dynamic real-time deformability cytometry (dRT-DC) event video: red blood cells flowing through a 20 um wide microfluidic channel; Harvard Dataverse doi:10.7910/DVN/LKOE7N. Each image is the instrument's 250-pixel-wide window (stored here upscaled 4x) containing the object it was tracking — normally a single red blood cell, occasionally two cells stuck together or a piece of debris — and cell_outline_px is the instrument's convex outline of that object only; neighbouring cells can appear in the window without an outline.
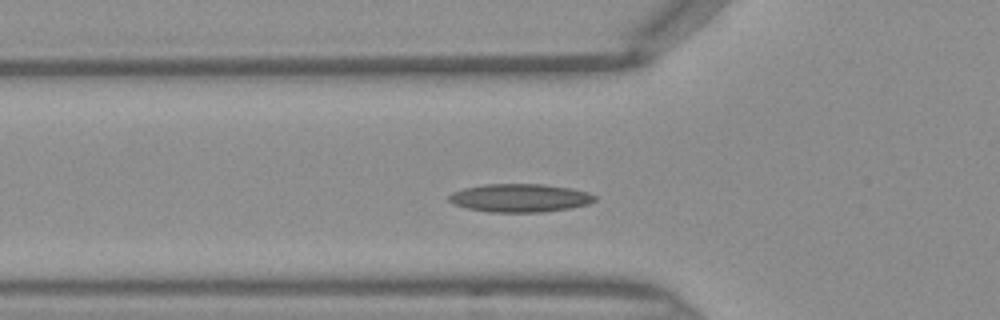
{"species": "Egyptian fruit bat (a non-hibernating species)", "species_latin": "Rousettus aegyptiacus", "temperature_condition": "warm", "stored_images_in_passage": 34, "camera_frame_rate_fps": 3000, "um_per_image_px": 0.085, "frame": {"image": 1, "passage_image": 3, "time_ms": 0.667, "image_size_px": [1000, 320], "cell_outline_px": [[596, 200], [588, 204], [568, 208], [540, 212], [488, 212], [468, 208], [452, 204], [448, 200], [448, 196], [452, 192], [464, 188], [484, 184], [544, 184], [568, 188], [588, 192], [596, 196]], "centroid_in_image_um": [44.15, 16.82], "position_along_channel_um": 81.6, "area_um2": 23.93}}
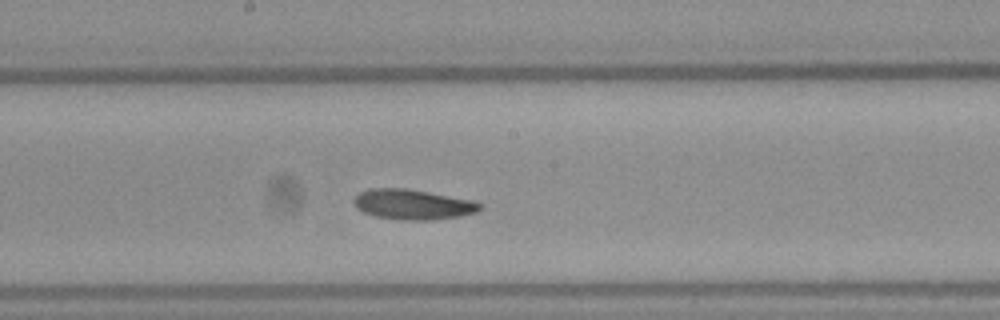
{"frame": {"image": 2, "passage_image": 12, "time_ms": 3.667, "image_size_px": [1000, 320], "cell_outline_px": [[484, 208], [476, 212], [460, 216], [432, 220], [400, 220], [376, 216], [364, 212], [356, 208], [352, 200], [360, 192], [368, 188], [408, 188], [472, 200], [484, 204]], "centroid_in_image_um": [35.1, 17.37], "position_along_channel_um": 213.1, "area_um2": 22.37}}
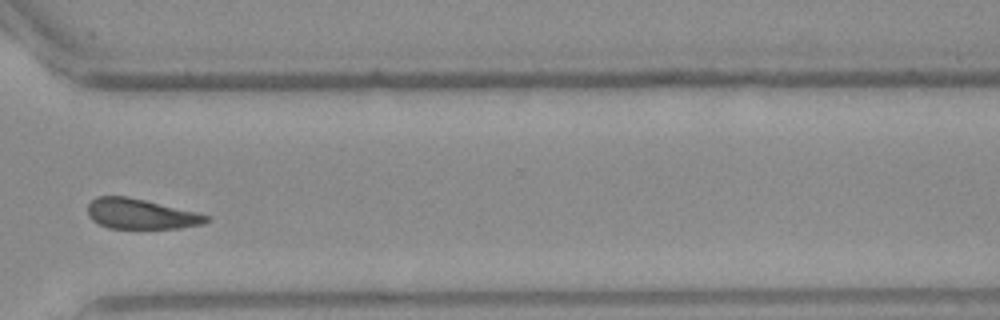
{"frame": {"image": 3, "passage_image": 22, "time_ms": 7.0, "image_size_px": [1000, 320], "cell_outline_px": [[212, 220], [204, 224], [180, 228], [108, 228], [92, 220], [88, 216], [88, 204], [96, 196], [128, 196], [196, 212], [208, 216]], "centroid_in_image_um": [11.97, 18.18], "position_along_channel_um": 358.6, "area_um2": 20.87}}